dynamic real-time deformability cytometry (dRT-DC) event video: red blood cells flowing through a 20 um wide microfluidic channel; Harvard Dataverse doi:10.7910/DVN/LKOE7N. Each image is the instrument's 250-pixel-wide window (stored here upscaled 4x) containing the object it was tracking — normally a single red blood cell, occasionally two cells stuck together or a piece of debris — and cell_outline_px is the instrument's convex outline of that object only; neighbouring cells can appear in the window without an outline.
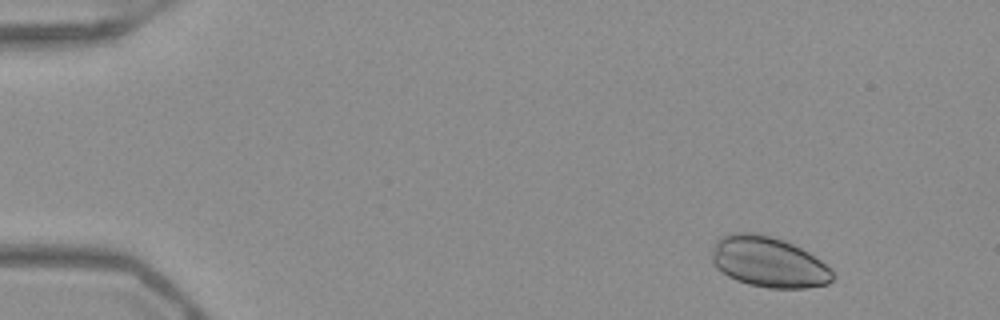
{"species": "Egyptian fruit bat (a non-hibernating species)", "species_latin": "Rousettus aegyptiacus", "temperature_condition": "warm", "stored_images_in_passage": 51, "camera_frame_rate_fps": 3000, "um_per_image_px": 0.085, "frame": {"image": 1, "passage_image": 4, "time_ms": 1.0, "image_size_px": [1000, 320], "cell_outline_px": [[836, 276], [828, 284], [804, 288], [768, 288], [748, 284], [736, 280], [728, 276], [716, 268], [712, 260], [712, 252], [716, 240], [720, 236], [732, 232], [752, 232], [784, 240], [808, 252], [832, 268]], "centroid_in_image_um": [65.33, 22.27], "position_along_channel_um": 19.7, "area_um2": 35.78}}
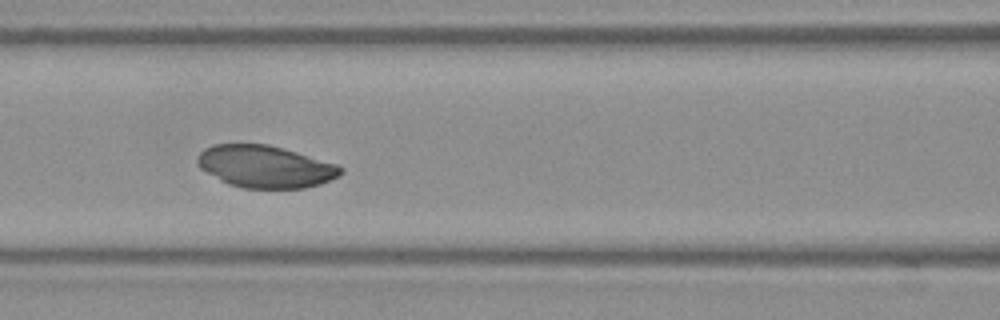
{"frame": {"image": 2, "passage_image": 22, "time_ms": 7.0, "image_size_px": [1000, 320], "cell_outline_px": [[344, 172], [340, 176], [320, 184], [304, 188], [244, 188], [228, 184], [220, 180], [200, 168], [196, 164], [196, 160], [200, 152], [204, 148], [212, 144], [268, 144], [284, 148], [336, 164], [344, 168]], "centroid_in_image_um": [22.54, 14.16], "position_along_channel_um": 144.1, "area_um2": 35.37}}
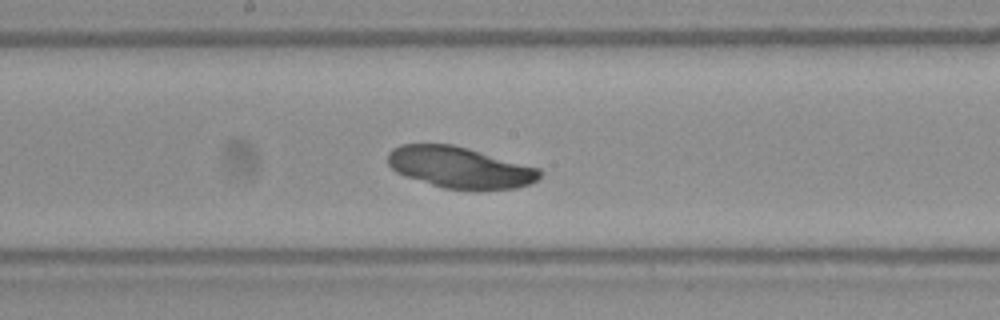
{"frame": {"image": 3, "passage_image": 27, "time_ms": 8.667, "image_size_px": [1000, 320], "cell_outline_px": [[544, 172], [536, 180], [528, 184], [516, 188], [476, 192], [444, 188], [404, 176], [396, 172], [388, 164], [388, 152], [392, 148], [400, 144], [452, 144], [468, 148], [540, 168]], "centroid_in_image_um": [39.1, 14.26], "position_along_channel_um": 209.1, "area_um2": 37.17}}